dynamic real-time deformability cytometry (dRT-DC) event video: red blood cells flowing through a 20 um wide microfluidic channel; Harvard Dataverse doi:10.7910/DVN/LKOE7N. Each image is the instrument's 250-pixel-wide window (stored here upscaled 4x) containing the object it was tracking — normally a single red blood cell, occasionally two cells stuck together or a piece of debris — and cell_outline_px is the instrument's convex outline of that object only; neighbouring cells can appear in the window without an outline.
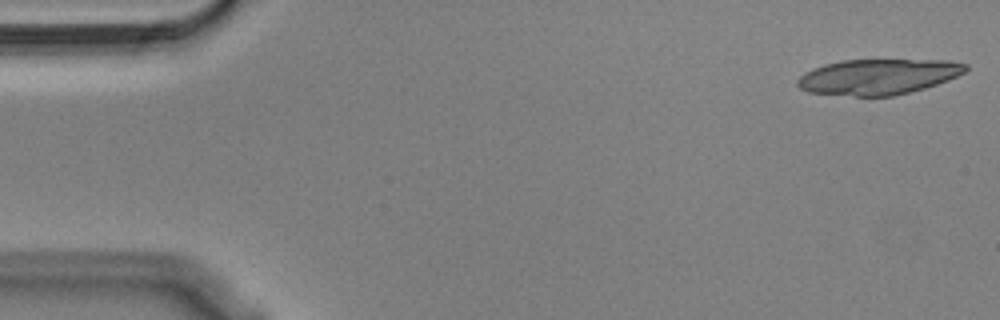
{"species": "Egyptian fruit bat (a non-hibernating species)", "species_latin": "Rousettus aegyptiacus", "temperature_condition": "cold", "stored_images_in_passage": 12, "camera_frame_rate_fps": 3000, "um_per_image_px": 0.085, "animal": {"sex": "male"}, "frame": {"image": 1, "passage_image": 1, "time_ms": 0.0, "image_size_px": [1000, 320], "cell_outline_px": [[968, 68], [964, 72], [948, 80], [924, 88], [892, 96], [856, 96], [808, 92], [800, 88], [796, 84], [796, 80], [804, 72], [812, 68], [824, 64], [840, 60], [948, 60], [968, 64]], "centroid_in_image_um": [74.61, 6.51], "position_along_channel_um": 10.4, "area_um2": 34.8}}